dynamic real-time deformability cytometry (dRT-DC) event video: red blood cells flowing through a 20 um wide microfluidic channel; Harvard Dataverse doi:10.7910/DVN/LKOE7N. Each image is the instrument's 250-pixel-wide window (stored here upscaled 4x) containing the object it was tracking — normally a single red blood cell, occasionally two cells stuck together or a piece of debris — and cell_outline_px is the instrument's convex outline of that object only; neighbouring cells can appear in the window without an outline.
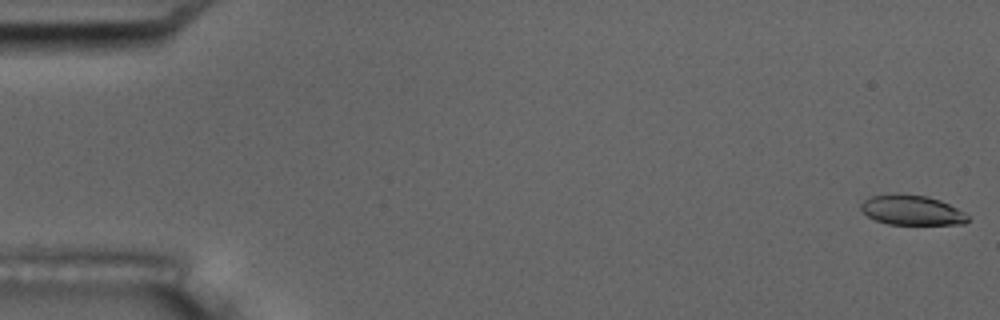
{"species": "common noctule bat (a hibernating species)", "species_latin": "Nyctalus noctula", "temperature_condition": "room temperature", "stored_images_in_passage": 5, "camera_frame_rate_fps": 3000, "um_per_image_px": 0.085, "animal": {"sex": "male", "body_mass_g": 17.5, "forearm_length_mm": 52.3}, "frame": {"image": 1, "passage_image": 1, "time_ms": 0.0, "image_size_px": [1000, 320], "cell_outline_px": [[968, 220], [964, 224], [888, 224], [876, 220], [868, 216], [860, 208], [860, 204], [868, 196], [896, 192], [928, 196], [940, 200], [964, 212], [968, 216]], "centroid_in_image_um": [77.46, 17.83], "position_along_channel_um": 7.5, "area_um2": 18.79}}
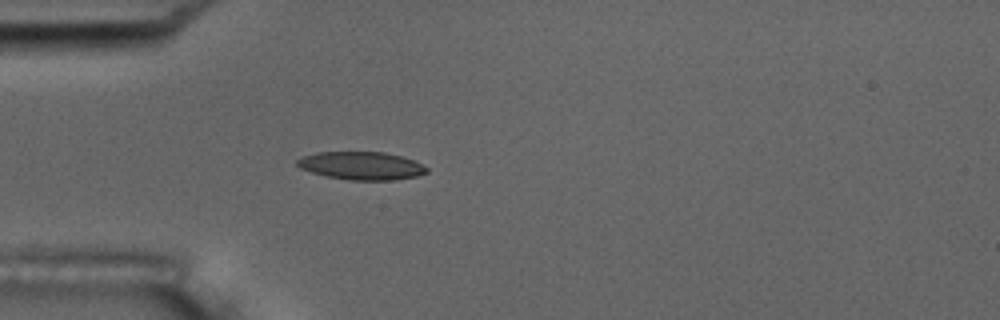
{"frame": {"image": 2, "passage_image": 5, "time_ms": 5.333, "image_size_px": [1000, 320], "cell_outline_px": [[428, 172], [416, 176], [392, 180], [352, 180], [328, 176], [312, 172], [300, 168], [296, 164], [296, 160], [300, 156], [316, 152], [384, 152], [400, 156], [412, 160], [428, 168]], "centroid_in_image_um": [30.68, 14.08], "position_along_channel_um": 54.3, "area_um2": 20.98}}